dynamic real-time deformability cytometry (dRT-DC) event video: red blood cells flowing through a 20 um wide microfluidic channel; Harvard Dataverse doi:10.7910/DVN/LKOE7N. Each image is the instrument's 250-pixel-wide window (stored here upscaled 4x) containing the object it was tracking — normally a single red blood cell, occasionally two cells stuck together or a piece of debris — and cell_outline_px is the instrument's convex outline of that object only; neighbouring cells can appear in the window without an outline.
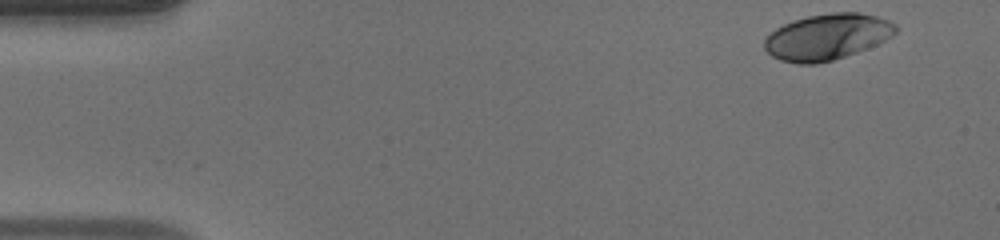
{"species": "human", "species_latin": "Homo sapiens", "temperature_condition": "warm", "stored_images_in_passage": 47, "camera_frame_rate_fps": 3000, "um_per_image_px": 0.085, "donor": {"sex": "male"}, "frame": {"image": 1, "passage_image": 1, "time_ms": 0.0, "image_size_px": [1000, 240], "cell_outline_px": [[900, 28], [892, 36], [868, 48], [832, 60], [816, 64], [796, 64], [780, 60], [772, 56], [764, 48], [764, 40], [776, 28], [792, 20], [808, 16], [832, 12], [860, 12], [876, 16], [888, 20], [896, 24]], "centroid_in_image_um": [70.32, 3.13], "position_along_channel_um": 14.7, "area_um2": 35.26}}
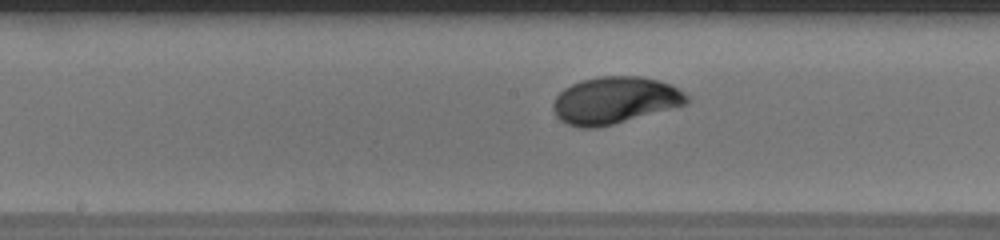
{"frame": {"image": 2, "passage_image": 23, "time_ms": 7.333, "image_size_px": [1000, 240], "cell_outline_px": [[692, 100], [688, 104], [612, 124], [596, 128], [580, 128], [568, 124], [560, 120], [556, 116], [552, 108], [552, 104], [556, 96], [564, 88], [580, 80], [600, 76], [640, 76], [660, 80], [672, 84], [684, 92]], "centroid_in_image_um": [52.27, 8.51], "position_along_channel_um": 195.9, "area_um2": 36.82}}
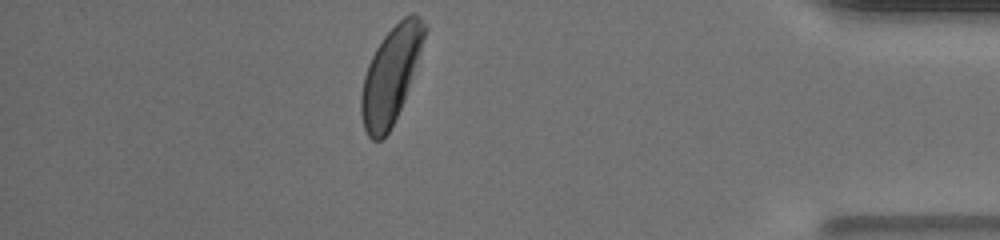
{"frame": {"image": 3, "passage_image": 41, "time_ms": 13.333, "image_size_px": [1000, 240], "cell_outline_px": [[428, 28], [404, 100], [388, 132], [380, 140], [372, 140], [368, 136], [364, 128], [360, 112], [360, 96], [364, 76], [368, 64], [376, 48], [384, 36], [404, 16], [412, 12], [424, 20]], "centroid_in_image_um": [33.21, 6.37], "position_along_channel_um": 402.0, "area_um2": 34.91}, "authors_computed_cell_mechanics": {"area_um2": 35.4892, "velocity_mm_per_s": 4.1212, "shape_relaxation_time_tau1_ms": 3.1317, "shape_relaxation_time_tau2_ms": null, "deformation_change_tau1": 0.1696, "deformation_change_tau2": null}}